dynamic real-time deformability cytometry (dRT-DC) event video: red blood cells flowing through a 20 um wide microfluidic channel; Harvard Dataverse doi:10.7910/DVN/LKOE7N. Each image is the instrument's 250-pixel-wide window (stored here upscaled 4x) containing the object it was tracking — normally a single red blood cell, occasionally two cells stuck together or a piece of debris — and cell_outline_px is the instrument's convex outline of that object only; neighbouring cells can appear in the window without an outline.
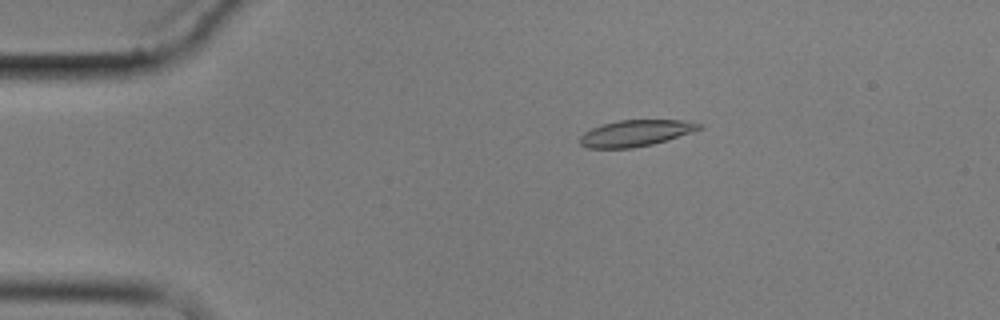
{"species": "common noctule bat (a hibernating species)", "species_latin": "Nyctalus noctula", "temperature_condition": "cold", "stored_images_in_passage": 6, "camera_frame_rate_fps": 3000, "um_per_image_px": 0.085, "animal": {"sex": "male", "body_mass_g": 17.9}, "frame": {"image": 1, "passage_image": 3, "time_ms": 3.333, "image_size_px": [1000, 320], "cell_outline_px": [[704, 128], [692, 132], [652, 144], [632, 148], [588, 148], [580, 144], [580, 136], [584, 132], [592, 128], [604, 124], [620, 120], [680, 120], [704, 124]], "centroid_in_image_um": [54.04, 11.31], "position_along_channel_um": 31.0, "area_um2": 18.15}}
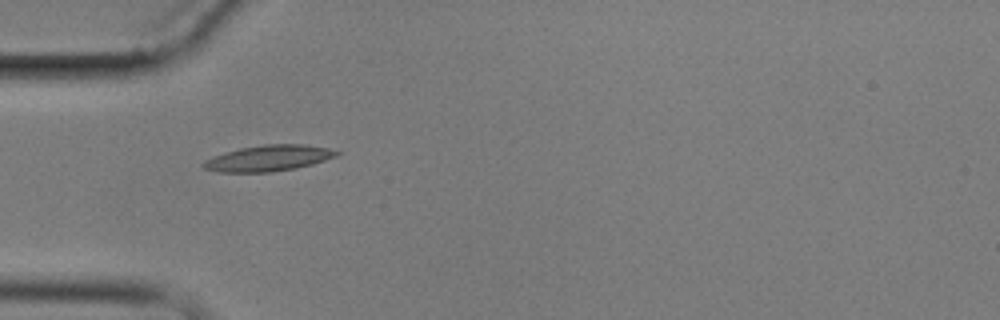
{"frame": {"image": 2, "passage_image": 5, "time_ms": 5.667, "image_size_px": [1000, 320], "cell_outline_px": [[340, 152], [336, 156], [312, 164], [296, 168], [272, 172], [216, 172], [204, 168], [200, 164], [204, 160], [212, 156], [224, 152], [240, 148], [264, 144], [300, 144], [328, 148]], "centroid_in_image_um": [22.76, 13.45], "position_along_channel_um": 62.2, "area_um2": 20.17}}
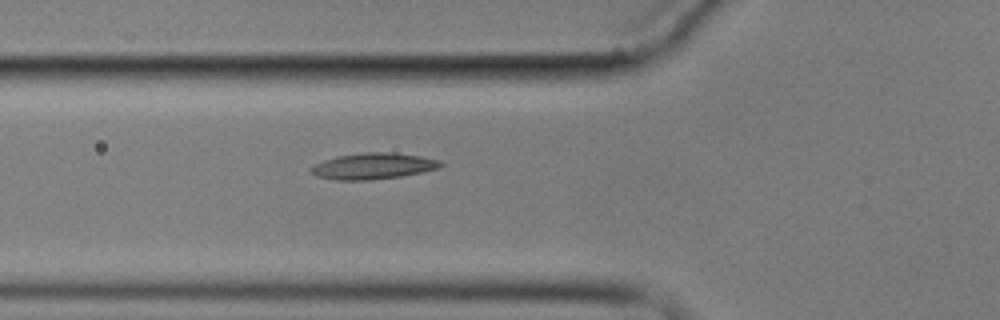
{"frame": {"image": 3, "passage_image": 6, "time_ms": 6.667, "image_size_px": [1000, 320], "cell_outline_px": [[444, 164], [440, 168], [400, 176], [368, 180], [336, 180], [316, 176], [308, 168], [324, 160], [340, 156], [360, 152], [388, 152], [420, 156], [440, 160]], "centroid_in_image_um": [31.72, 14.11], "position_along_channel_um": 94.1, "area_um2": 19.59}}